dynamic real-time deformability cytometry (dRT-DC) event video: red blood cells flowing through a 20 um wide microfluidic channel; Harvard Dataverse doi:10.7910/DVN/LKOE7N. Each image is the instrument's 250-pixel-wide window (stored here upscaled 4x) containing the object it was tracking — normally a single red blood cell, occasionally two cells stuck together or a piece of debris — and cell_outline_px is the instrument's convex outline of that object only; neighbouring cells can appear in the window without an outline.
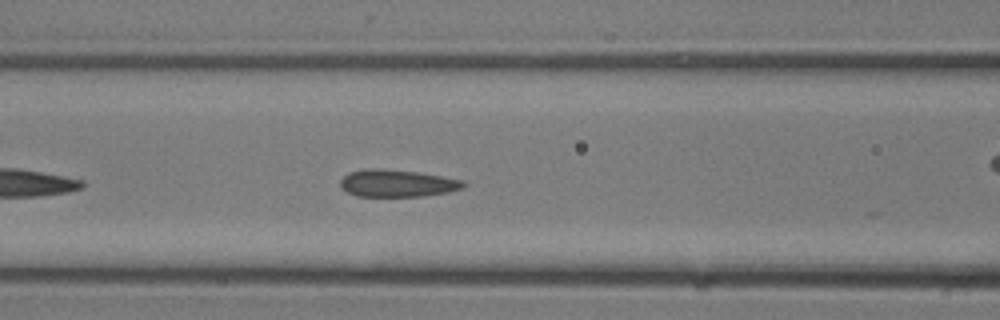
{"species": "common noctule bat (a hibernating species)", "species_latin": "Nyctalus noctula", "temperature_condition": "room temperature", "stored_images_in_passage": 8, "camera_frame_rate_fps": 3000, "um_per_image_px": 0.085, "animal": {"sex": "male", "body_mass_g": 13.3}, "frame": {"image": 1, "passage_image": 5, "time_ms": 1.333, "image_size_px": [1000, 320], "cell_outline_px": [[468, 184], [464, 188], [448, 192], [424, 196], [356, 196], [340, 188], [340, 180], [348, 172], [364, 168], [376, 168], [416, 172], [464, 180]], "centroid_in_image_um": [33.75, 15.58], "position_along_channel_um": 132.8, "area_um2": 19.65}}